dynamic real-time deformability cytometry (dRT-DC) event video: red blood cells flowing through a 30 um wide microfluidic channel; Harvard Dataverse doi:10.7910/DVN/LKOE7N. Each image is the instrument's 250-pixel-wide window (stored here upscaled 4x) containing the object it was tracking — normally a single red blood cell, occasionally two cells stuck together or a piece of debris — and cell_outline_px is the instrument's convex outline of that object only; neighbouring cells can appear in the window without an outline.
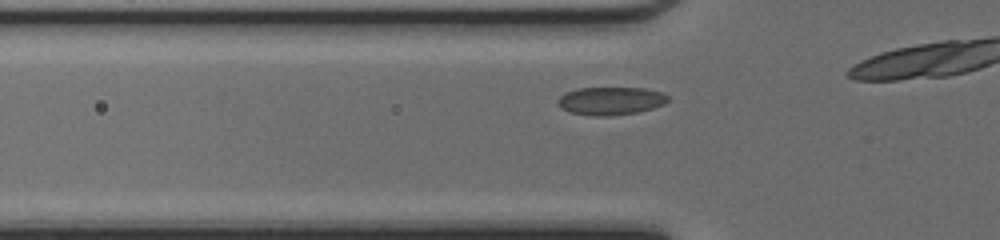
{"species": "common noctule bat (a hibernating species)", "species_latin": "Nyctalus noctula", "temperature_condition": "cold", "stored_images_in_passage": 9, "camera_frame_rate_fps": 3000, "um_per_image_px": 0.085, "animal": {"sex": "female", "body_mass_g": 17.0, "forearm_length_mm": 48.0}, "frame": {"image": 1, "passage_image": 4, "time_ms": 1.0, "image_size_px": [1000, 240], "cell_outline_px": [[668, 100], [664, 104], [652, 108], [636, 112], [608, 116], [592, 116], [572, 112], [564, 108], [556, 100], [564, 92], [576, 88], [644, 88], [660, 92], [668, 96]], "centroid_in_image_um": [51.9, 8.56], "position_along_channel_um": 73.9, "area_um2": 17.74}}
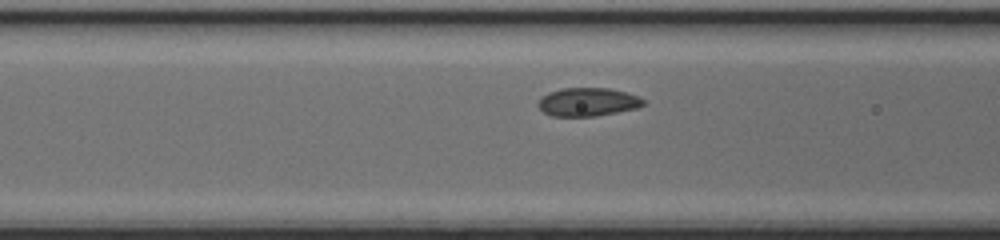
{"frame": {"image": 2, "passage_image": 7, "time_ms": 2.0, "image_size_px": [1000, 240], "cell_outline_px": [[644, 104], [636, 108], [596, 116], [552, 116], [544, 112], [536, 104], [540, 96], [548, 92], [560, 88], [608, 88], [640, 96], [644, 100]], "centroid_in_image_um": [49.91, 8.66], "position_along_channel_um": 116.7, "area_um2": 17.46}}